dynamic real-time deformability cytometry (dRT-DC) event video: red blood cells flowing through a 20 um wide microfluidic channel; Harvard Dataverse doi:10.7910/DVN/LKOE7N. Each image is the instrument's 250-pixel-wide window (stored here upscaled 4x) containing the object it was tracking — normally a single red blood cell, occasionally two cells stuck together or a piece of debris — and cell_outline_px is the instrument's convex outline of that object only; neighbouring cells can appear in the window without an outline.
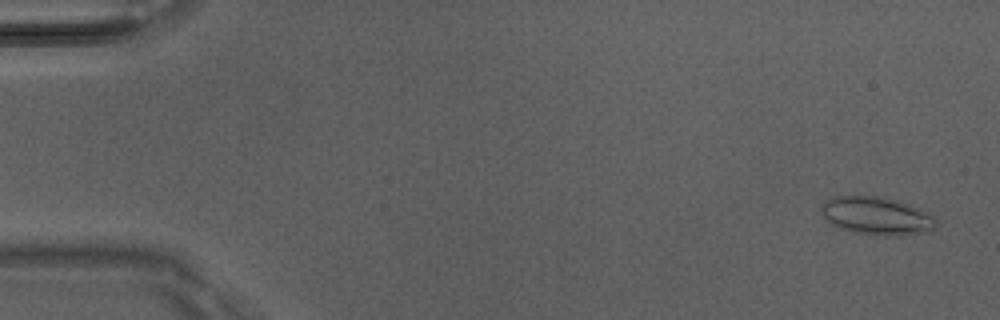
{"species": "Egyptian fruit bat (a non-hibernating species)", "species_latin": "Rousettus aegyptiacus", "temperature_condition": "room temperature", "stored_images_in_passage": 6, "camera_frame_rate_fps": 3000, "um_per_image_px": 0.085, "animal": {"sex": "male"}, "frame": {"image": 1, "passage_image": 1, "time_ms": 0.0, "image_size_px": [1000, 320], "cell_outline_px": [[936, 228], [932, 232], [900, 236], [876, 236], [852, 232], [840, 228], [832, 224], [820, 212], [820, 208], [832, 196], [880, 196], [896, 200], [928, 212], [936, 220]], "centroid_in_image_um": [74.55, 18.38], "position_along_channel_um": 10.4, "area_um2": 25.66}}